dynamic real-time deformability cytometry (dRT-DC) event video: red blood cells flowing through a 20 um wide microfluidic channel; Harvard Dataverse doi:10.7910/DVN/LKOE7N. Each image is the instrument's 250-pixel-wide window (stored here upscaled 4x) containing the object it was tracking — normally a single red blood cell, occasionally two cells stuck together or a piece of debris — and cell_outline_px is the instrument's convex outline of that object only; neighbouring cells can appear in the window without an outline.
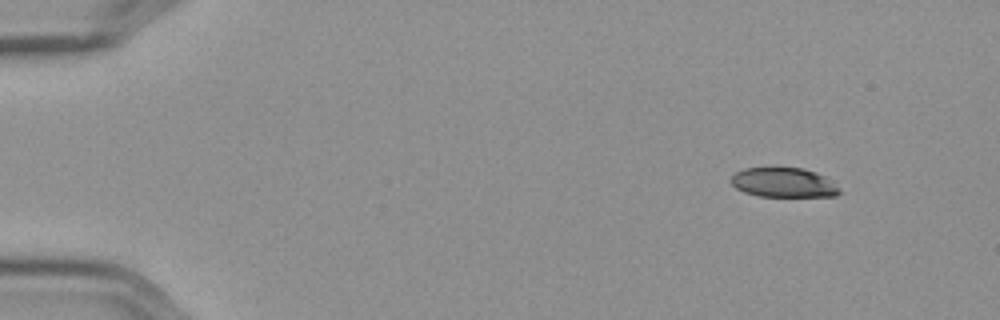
{"species": "Egyptian fruit bat (a non-hibernating species)", "species_latin": "Rousettus aegyptiacus", "temperature_condition": "cold", "stored_images_in_passage": 11, "camera_frame_rate_fps": 3000, "um_per_image_px": 0.085, "frame": {"image": 1, "passage_image": 1, "time_ms": 0.0, "image_size_px": [1000, 320], "cell_outline_px": [[844, 192], [836, 196], [760, 196], [744, 192], [736, 188], [728, 180], [736, 172], [744, 168], [804, 168], [816, 172], [824, 176], [840, 188]], "centroid_in_image_um": [66.62, 15.52], "position_along_channel_um": 18.4, "area_um2": 18.73}}